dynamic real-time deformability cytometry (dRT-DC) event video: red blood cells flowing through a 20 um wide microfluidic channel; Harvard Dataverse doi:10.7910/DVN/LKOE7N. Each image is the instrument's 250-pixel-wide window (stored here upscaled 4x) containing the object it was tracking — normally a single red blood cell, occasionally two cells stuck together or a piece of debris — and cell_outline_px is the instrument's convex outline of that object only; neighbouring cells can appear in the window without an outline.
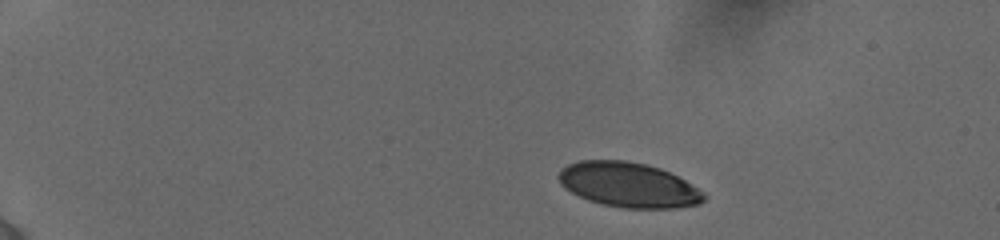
{"species": "human", "species_latin": "Homo sapiens", "temperature_condition": "cold", "stored_images_in_passage": 16, "camera_frame_rate_fps": 3000, "um_per_image_px": 0.085, "donor": {"sex": "female"}, "frame": {"image": 1, "passage_image": 1, "time_ms": 0.0, "image_size_px": [1000, 240], "cell_outline_px": [[708, 196], [700, 204], [676, 208], [624, 208], [604, 204], [588, 200], [564, 188], [560, 184], [556, 176], [560, 168], [568, 164], [580, 160], [624, 160], [644, 164], [660, 168], [692, 184], [704, 192]], "centroid_in_image_um": [53.41, 15.71], "position_along_channel_um": 31.6, "area_um2": 38.09}}
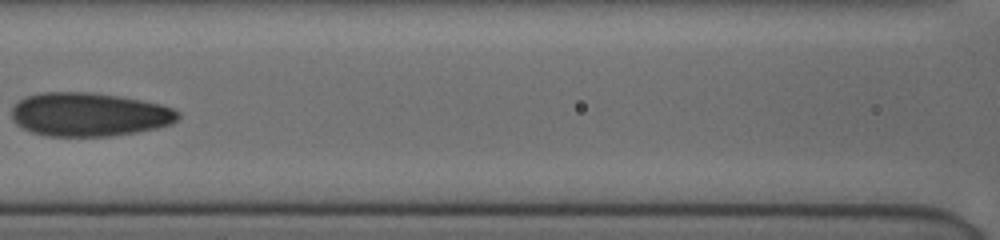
{"frame": {"image": 2, "passage_image": 10, "time_ms": 6.0, "image_size_px": [1000, 240], "cell_outline_px": [[180, 116], [172, 124], [156, 128], [136, 132], [112, 136], [44, 136], [32, 132], [16, 124], [12, 120], [12, 108], [24, 96], [44, 92], [92, 92], [140, 100], [160, 104], [172, 108], [180, 112]], "centroid_in_image_um": [7.57, 9.73], "position_along_channel_um": 159.0, "area_um2": 42.37}}
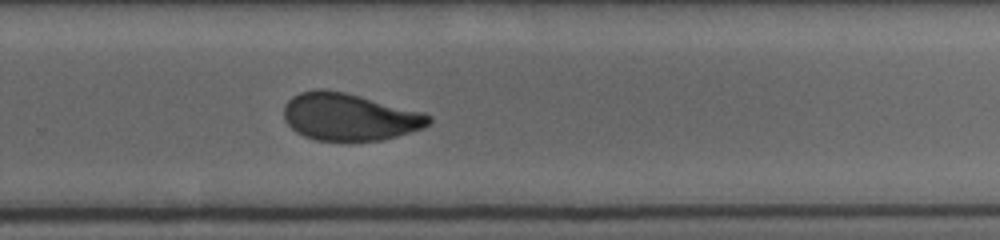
{"frame": {"image": 3, "passage_image": 16, "time_ms": 9.667, "image_size_px": [1000, 240], "cell_outline_px": [[432, 120], [424, 128], [396, 136], [380, 140], [316, 140], [304, 136], [296, 132], [284, 120], [284, 104], [292, 96], [300, 92], [316, 88], [320, 88], [344, 92], [424, 112], [432, 116]], "centroid_in_image_um": [29.68, 9.92], "position_along_channel_um": 300.1, "area_um2": 39.88}}